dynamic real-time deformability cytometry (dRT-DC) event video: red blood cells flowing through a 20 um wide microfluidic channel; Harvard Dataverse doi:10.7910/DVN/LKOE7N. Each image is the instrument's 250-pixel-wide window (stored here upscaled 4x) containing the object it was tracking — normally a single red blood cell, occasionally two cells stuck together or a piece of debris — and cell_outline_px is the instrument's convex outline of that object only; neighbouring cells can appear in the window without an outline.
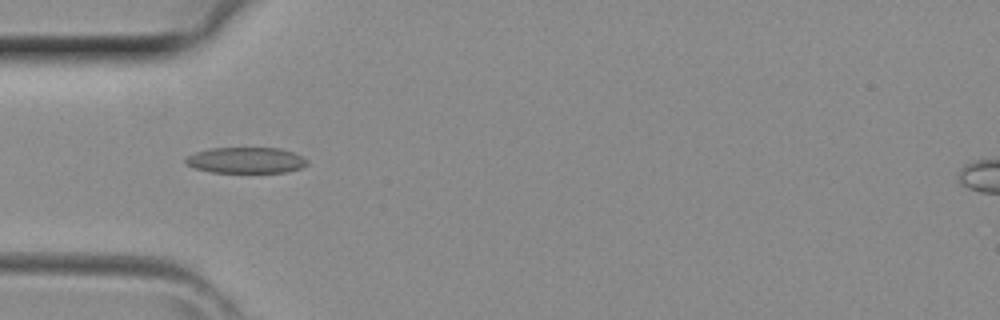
{"species": "common noctule bat (a hibernating species)", "species_latin": "Nyctalus noctula", "temperature_condition": "room temperature", "stored_images_in_passage": 32, "camera_frame_rate_fps": 3000, "um_per_image_px": 0.085, "animal": {"sex": "female", "body_mass_g": 29.2, "forearm_length_mm": 56.3}, "frame": {"image": 1, "passage_image": 4, "time_ms": 1.0, "image_size_px": [1000, 320], "cell_outline_px": [[308, 164], [300, 168], [288, 172], [212, 172], [196, 168], [184, 164], [184, 160], [188, 156], [196, 152], [212, 148], [280, 148], [304, 156], [308, 160]], "centroid_in_image_um": [20.93, 13.62], "position_along_channel_um": 64.1, "area_um2": 18.38}}
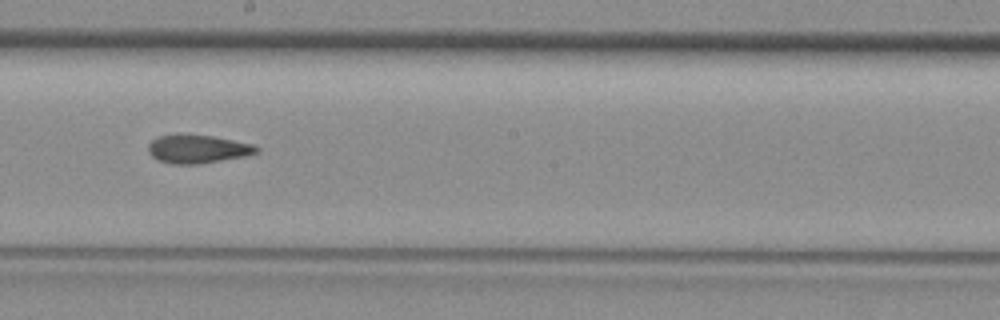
{"frame": {"image": 2, "passage_image": 14, "time_ms": 4.333, "image_size_px": [1000, 320], "cell_outline_px": [[260, 148], [256, 152], [244, 156], [200, 164], [172, 164], [156, 160], [148, 152], [148, 144], [152, 140], [160, 136], [212, 136], [252, 144]], "centroid_in_image_um": [16.78, 12.7], "position_along_channel_um": 231.4, "area_um2": 17.4}}
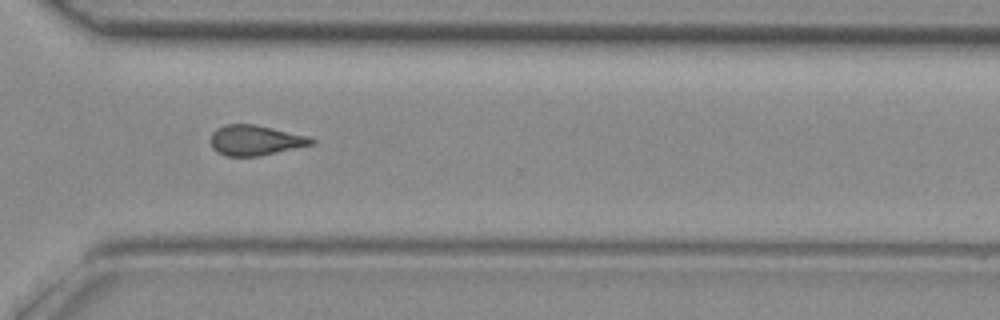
{"frame": {"image": 3, "passage_image": 21, "time_ms": 6.667, "image_size_px": [1000, 320], "cell_outline_px": [[316, 140], [312, 144], [260, 156], [228, 156], [216, 152], [212, 148], [208, 140], [212, 132], [216, 128], [224, 124], [252, 124], [272, 128], [308, 136]], "centroid_in_image_um": [21.62, 11.92], "position_along_channel_um": 349.0, "area_um2": 17.8}}